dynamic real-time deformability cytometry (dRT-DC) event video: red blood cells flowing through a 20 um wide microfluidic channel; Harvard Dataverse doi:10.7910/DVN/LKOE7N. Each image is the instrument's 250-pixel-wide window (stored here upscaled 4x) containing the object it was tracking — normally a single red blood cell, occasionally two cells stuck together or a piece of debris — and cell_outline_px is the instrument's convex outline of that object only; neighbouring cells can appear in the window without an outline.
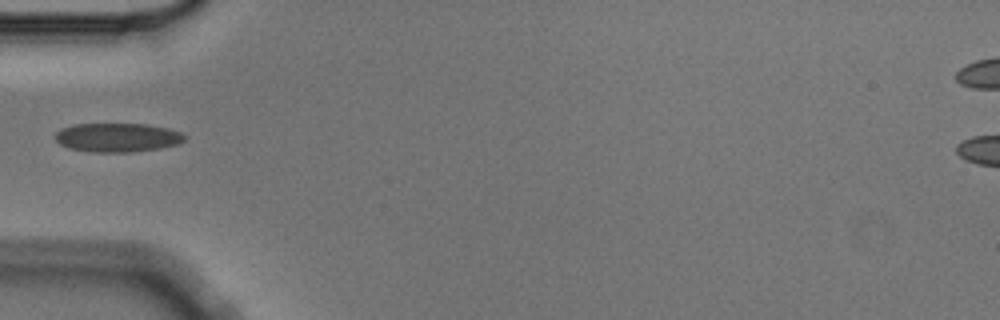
{"species": "Egyptian fruit bat (a non-hibernating species)", "species_latin": "Rousettus aegyptiacus", "temperature_condition": "cold", "stored_images_in_passage": 3, "camera_frame_rate_fps": 3000, "um_per_image_px": 0.085, "animal": {"sex": "male"}, "frame": {"image": 1, "passage_image": 3, "time_ms": 0.667, "image_size_px": [1000, 320], "cell_outline_px": [[188, 136], [180, 144], [160, 148], [132, 152], [88, 152], [68, 148], [60, 144], [56, 140], [56, 132], [60, 128], [72, 124], [148, 124], [168, 128], [180, 132]], "centroid_in_image_um": [9.99, 11.69], "position_along_channel_um": 75.0, "area_um2": 22.08}}